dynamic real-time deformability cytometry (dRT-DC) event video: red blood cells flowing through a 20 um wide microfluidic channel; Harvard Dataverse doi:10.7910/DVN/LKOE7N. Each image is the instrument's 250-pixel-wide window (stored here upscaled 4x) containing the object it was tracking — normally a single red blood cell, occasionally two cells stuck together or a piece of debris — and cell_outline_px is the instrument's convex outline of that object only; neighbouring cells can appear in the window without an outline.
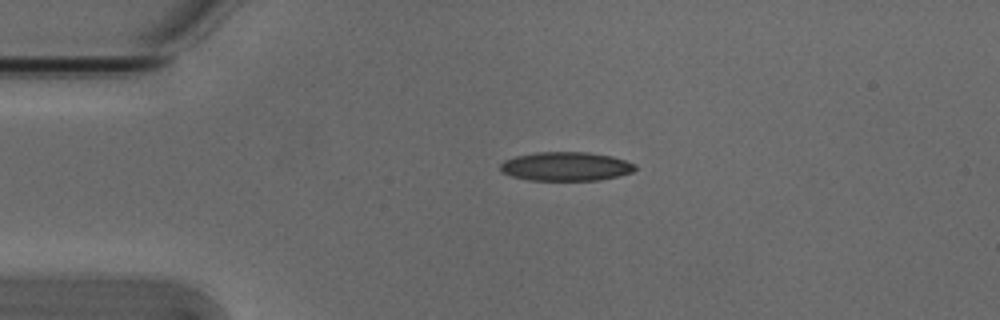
{"species": "Egyptian fruit bat (a non-hibernating species)", "species_latin": "Rousettus aegyptiacus", "temperature_condition": "cold", "stored_images_in_passage": 42, "camera_frame_rate_fps": 3000, "um_per_image_px": 0.085, "animal": {"sex": "male"}, "frame": {"image": 1, "passage_image": 1, "time_ms": 0.0, "image_size_px": [1000, 320], "cell_outline_px": [[636, 168], [632, 172], [620, 176], [600, 180], [528, 180], [512, 176], [500, 172], [500, 164], [504, 160], [516, 156], [536, 152], [588, 152], [612, 156], [636, 164]], "centroid_in_image_um": [48.1, 14.14], "position_along_channel_um": 36.9, "area_um2": 22.83}}
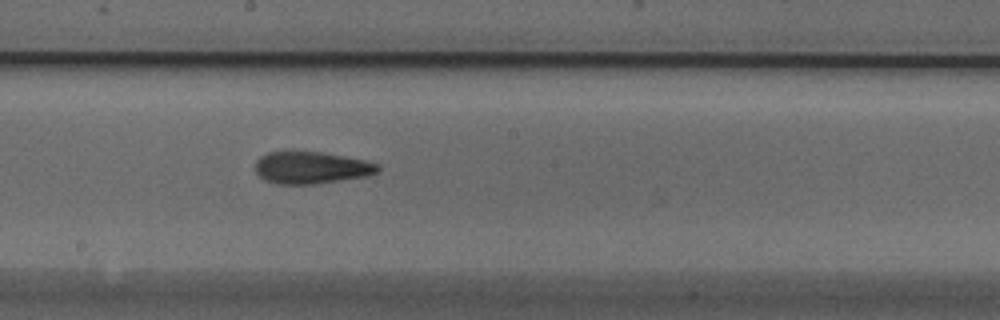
{"frame": {"image": 2, "passage_image": 18, "time_ms": 5.667, "image_size_px": [1000, 320], "cell_outline_px": [[380, 168], [376, 172], [368, 176], [316, 184], [276, 184], [264, 180], [256, 172], [256, 160], [260, 156], [268, 152], [292, 148], [320, 152], [344, 156], [364, 160], [380, 164]], "centroid_in_image_um": [26.41, 14.21], "position_along_channel_um": 221.8, "area_um2": 23.64}}
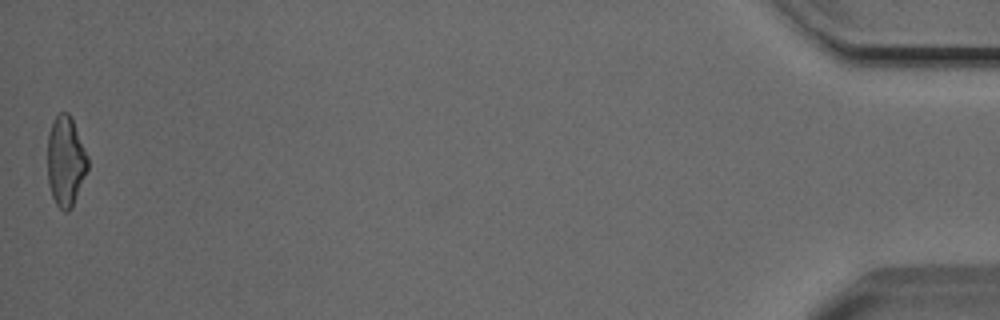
{"frame": {"image": 3, "passage_image": 42, "time_ms": 13.667, "image_size_px": [1000, 320], "cell_outline_px": [[88, 168], [72, 208], [68, 212], [64, 212], [56, 204], [52, 196], [48, 184], [48, 132], [52, 120], [60, 112], [68, 112], [72, 120], [88, 156]], "centroid_in_image_um": [5.57, 13.72], "position_along_channel_um": 429.6, "area_um2": 21.1}, "authors_computed_cell_mechanics": {"area_um2": 22.5131, "velocity_mm_per_s": 3.8549, "shape_relaxation_time_tau1_ms": 4.2463, "shape_relaxation_time_tau2_ms": 3.0118, "deformation_change_tau1": 0.1412, "deformation_change_tau2": 0.1125}}